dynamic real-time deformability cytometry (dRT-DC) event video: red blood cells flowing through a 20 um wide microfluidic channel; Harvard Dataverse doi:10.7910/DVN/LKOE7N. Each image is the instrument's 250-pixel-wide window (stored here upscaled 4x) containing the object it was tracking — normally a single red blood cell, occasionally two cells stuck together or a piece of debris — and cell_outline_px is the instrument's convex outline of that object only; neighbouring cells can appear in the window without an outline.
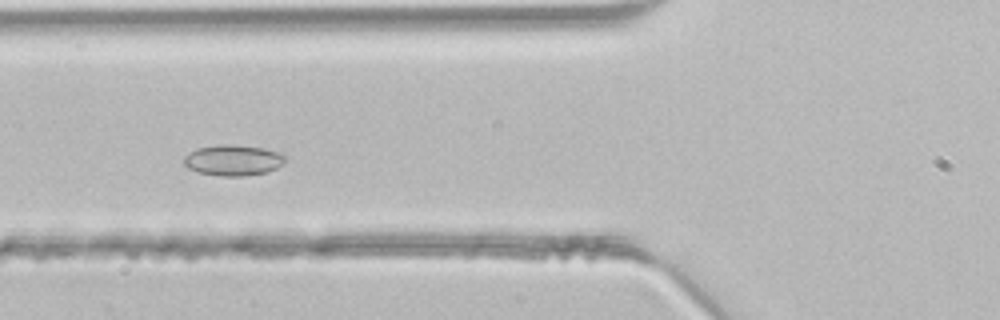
{"species": "common noctule bat (a hibernating species)", "species_latin": "Nyctalus noctula", "temperature_condition": "room temperature", "stored_images_in_passage": 14, "camera_frame_rate_fps": 3000, "um_per_image_px": 0.085, "animal": {"sex": "male", "body_mass_g": 21.5, "forearm_length_mm": 52.0}, "frame": {"image": 1, "passage_image": 5, "time_ms": 1.333, "image_size_px": [1000, 320], "cell_outline_px": [[284, 160], [276, 168], [268, 172], [244, 176], [220, 176], [196, 172], [188, 168], [184, 164], [184, 156], [188, 152], [196, 148], [220, 144], [232, 144], [264, 148], [280, 152], [284, 156]], "centroid_in_image_um": [19.77, 13.61], "position_along_channel_um": 106.0, "area_um2": 18.32}}
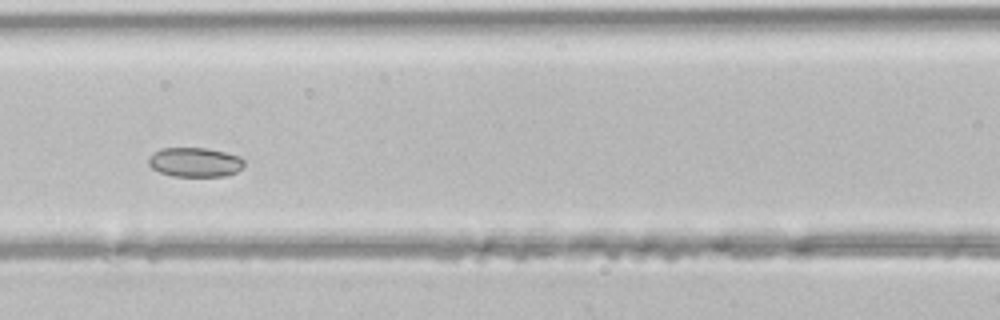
{"frame": {"image": 2, "passage_image": 8, "time_ms": 2.333, "image_size_px": [1000, 320], "cell_outline_px": [[244, 164], [236, 172], [224, 176], [172, 176], [160, 172], [152, 168], [148, 164], [148, 156], [152, 152], [160, 148], [208, 148], [240, 156], [244, 160]], "centroid_in_image_um": [16.53, 13.78], "position_along_channel_um": 150.1, "area_um2": 16.47}}